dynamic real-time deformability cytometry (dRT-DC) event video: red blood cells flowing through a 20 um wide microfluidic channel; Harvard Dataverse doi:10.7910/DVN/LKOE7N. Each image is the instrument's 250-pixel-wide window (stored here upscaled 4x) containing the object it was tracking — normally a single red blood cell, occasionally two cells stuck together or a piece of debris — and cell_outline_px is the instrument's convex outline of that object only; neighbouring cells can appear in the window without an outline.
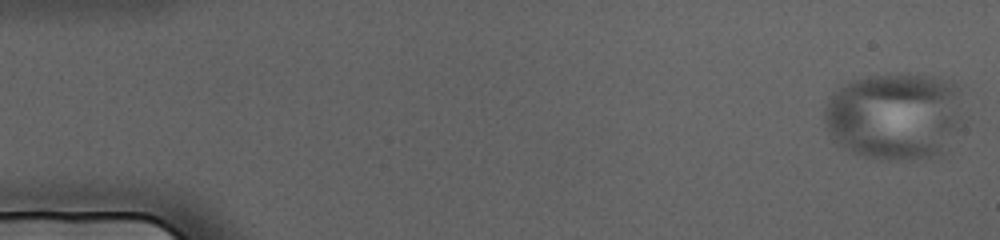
{"species": "human", "species_latin": "Homo sapiens", "temperature_condition": "cold", "stored_images_in_passage": 73, "camera_frame_rate_fps": 3000, "um_per_image_px": 0.085, "donor": {"sex": "female"}, "frame": {"image": 1, "passage_image": 1, "time_ms": 0.0, "image_size_px": [1000, 240], "cell_outline_px": [[968, 124], [948, 152], [936, 156], [908, 160], [872, 160], [852, 152], [836, 144], [828, 136], [824, 128], [824, 108], [828, 96], [832, 92], [852, 80], [868, 76], [896, 72], [924, 72], [956, 80], [960, 84], [968, 116]], "centroid_in_image_um": [76.23, 9.84], "position_along_channel_um": 8.8, "area_um2": 76.06}}
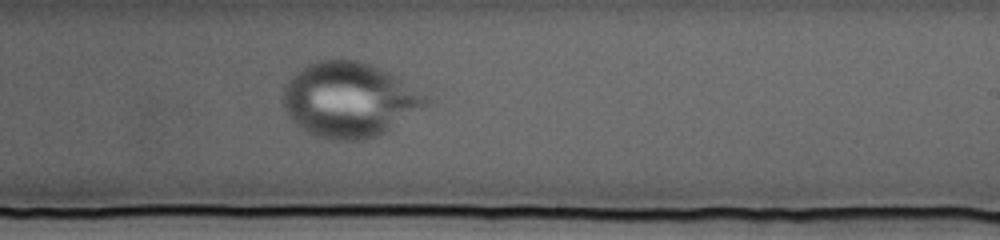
{"frame": {"image": 2, "passage_image": 45, "time_ms": 14.667, "image_size_px": [1000, 240], "cell_outline_px": [[432, 100], [428, 104], [384, 132], [376, 136], [364, 140], [332, 140], [316, 136], [308, 132], [296, 124], [288, 116], [284, 108], [284, 88], [292, 72], [304, 64], [320, 60], [340, 56], [360, 60], [372, 64], [432, 92]], "centroid_in_image_um": [29.74, 8.41], "position_along_channel_um": 259.3, "area_um2": 63.87}}
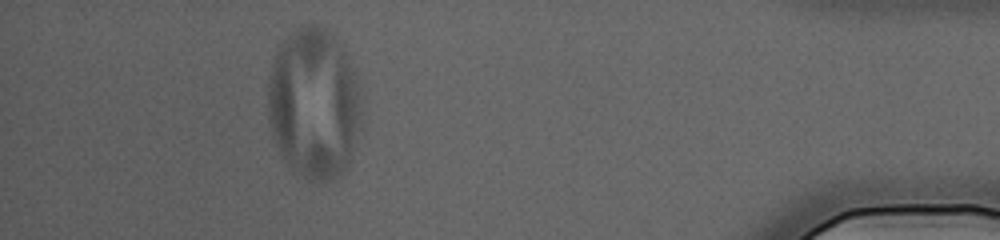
{"frame": {"image": 3, "passage_image": 67, "time_ms": 22.0, "image_size_px": [1000, 240], "cell_outline_px": [[364, 128], [352, 156], [348, 164], [340, 176], [336, 180], [312, 184], [296, 176], [284, 160], [272, 140], [268, 120], [268, 76], [276, 52], [280, 44], [296, 28], [312, 20], [324, 28], [340, 44], [356, 72], [364, 96]], "centroid_in_image_um": [26.74, 8.88], "position_along_channel_um": 408.5, "area_um2": 85.78}}